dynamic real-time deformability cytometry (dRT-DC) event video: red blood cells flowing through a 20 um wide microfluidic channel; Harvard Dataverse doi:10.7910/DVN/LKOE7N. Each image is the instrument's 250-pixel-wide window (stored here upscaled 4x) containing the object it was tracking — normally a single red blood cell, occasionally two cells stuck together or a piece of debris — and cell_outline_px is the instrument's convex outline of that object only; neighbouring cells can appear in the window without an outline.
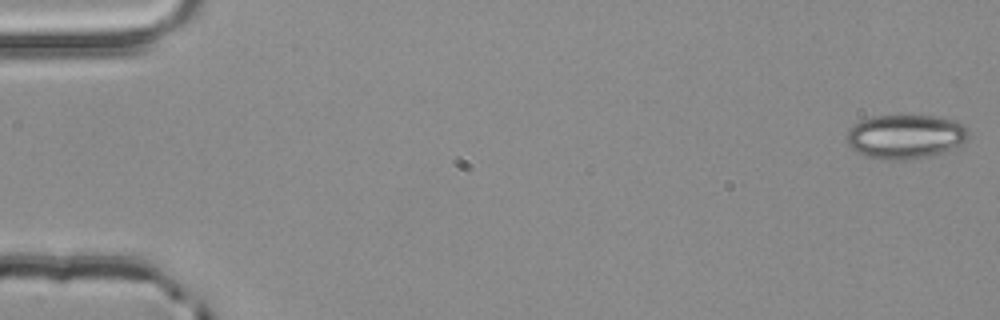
{"species": "common noctule bat (a hibernating species)", "species_latin": "Nyctalus noctula", "temperature_condition": "room temperature", "stored_images_in_passage": 55, "camera_frame_rate_fps": 3000, "um_per_image_px": 0.085, "animal": {"sex": "male", "body_mass_g": 20.4}, "frame": {"image": 1, "passage_image": 1, "time_ms": 0.0, "image_size_px": [1000, 320], "cell_outline_px": [[968, 140], [960, 148], [944, 152], [904, 160], [892, 160], [868, 156], [856, 152], [848, 144], [848, 128], [860, 120], [876, 116], [936, 116], [956, 120], [964, 124], [968, 132]], "centroid_in_image_um": [77.02, 11.6], "position_along_channel_um": 8.0, "area_um2": 31.44}}
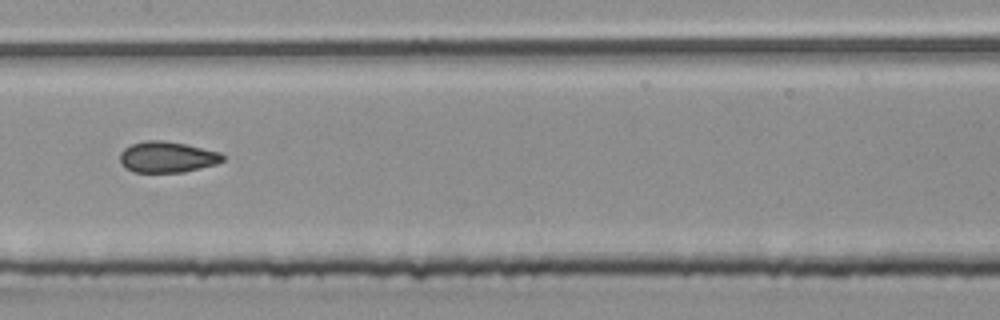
{"frame": {"image": 2, "passage_image": 28, "time_ms": 9.0, "image_size_px": [1000, 320], "cell_outline_px": [[224, 160], [216, 164], [184, 172], [132, 172], [120, 164], [120, 152], [124, 148], [132, 144], [144, 140], [164, 140], [184, 144], [220, 152], [224, 156]], "centroid_in_image_um": [14.18, 13.35], "position_along_channel_um": 193.2, "area_um2": 18.61}}
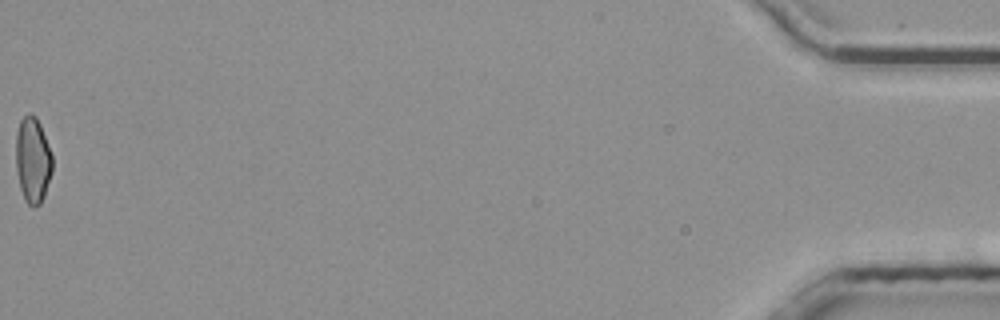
{"frame": {"image": 3, "passage_image": 55, "time_ms": 18.0, "image_size_px": [1000, 320], "cell_outline_px": [[52, 172], [44, 196], [40, 204], [32, 208], [24, 200], [20, 188], [16, 168], [16, 132], [20, 120], [28, 112], [36, 116], [40, 124], [52, 156]], "centroid_in_image_um": [2.77, 13.61], "position_along_channel_um": 432.4, "area_um2": 18.32}, "authors_computed_cell_mechanics": {"area_um2": 18.8428, "velocity_mm_per_s": 3.8443, "shape_relaxation_time_tau1_ms": null, "shape_relaxation_time_tau2_ms": 1.9539, "deformation_change_tau1": null, "deformation_change_tau2": 0.0865}}